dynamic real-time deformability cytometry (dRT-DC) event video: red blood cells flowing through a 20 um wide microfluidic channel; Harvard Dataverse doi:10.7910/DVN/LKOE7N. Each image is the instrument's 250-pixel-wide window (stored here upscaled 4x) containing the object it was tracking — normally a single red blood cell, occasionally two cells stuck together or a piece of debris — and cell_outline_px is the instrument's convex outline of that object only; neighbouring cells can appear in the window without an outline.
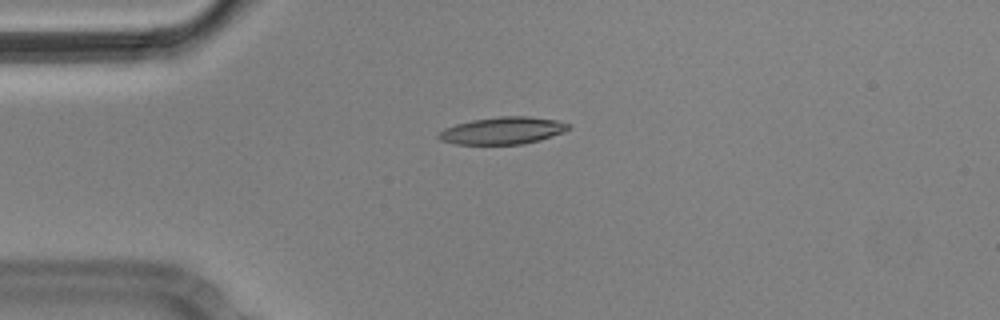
{"species": "Egyptian fruit bat (a non-hibernating species)", "species_latin": "Rousettus aegyptiacus", "temperature_condition": "cold", "stored_images_in_passage": 3, "camera_frame_rate_fps": 3000, "um_per_image_px": 0.085, "animal": {"sex": "male"}, "frame": {"image": 1, "passage_image": 3, "time_ms": 0.667, "image_size_px": [1000, 320], "cell_outline_px": [[572, 128], [564, 132], [540, 140], [524, 144], [456, 144], [440, 140], [436, 136], [436, 132], [444, 128], [456, 124], [472, 120], [500, 116], [528, 116], [556, 120], [572, 124]], "centroid_in_image_um": [42.73, 11.1], "position_along_channel_um": 42.3, "area_um2": 20.81}}